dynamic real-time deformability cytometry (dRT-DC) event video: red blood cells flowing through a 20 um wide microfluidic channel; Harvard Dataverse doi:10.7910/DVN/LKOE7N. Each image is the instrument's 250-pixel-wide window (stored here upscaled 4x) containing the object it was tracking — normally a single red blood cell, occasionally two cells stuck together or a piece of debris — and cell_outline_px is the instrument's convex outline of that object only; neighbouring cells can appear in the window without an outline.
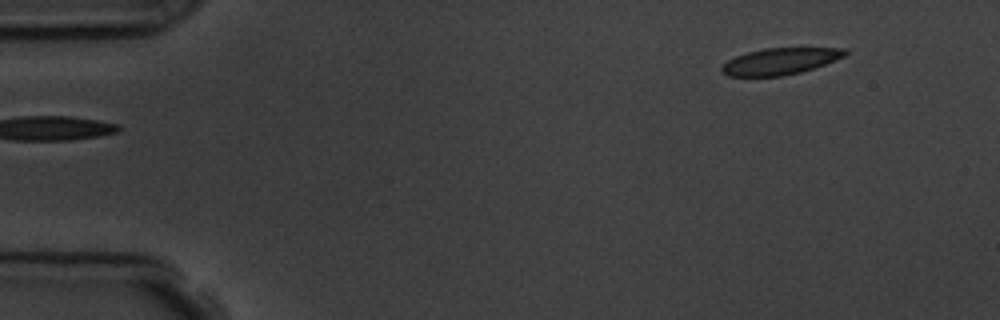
{"species": "common noctule bat (a hibernating species)", "species_latin": "Nyctalus noctula", "temperature_condition": "room temperature", "stored_images_in_passage": 5, "camera_frame_rate_fps": 3000, "um_per_image_px": 0.085, "animal": {"sex": "male", "body_mass_g": 19.5, "forearm_length_mm": 54.6}, "frame": {"image": 1, "passage_image": 1, "time_ms": 0.0, "image_size_px": [1000, 320], "cell_outline_px": [[848, 52], [844, 56], [824, 64], [800, 72], [784, 76], [728, 76], [720, 72], [720, 68], [728, 60], [736, 56], [748, 52], [764, 48], [844, 48]], "centroid_in_image_um": [66.27, 5.21], "position_along_channel_um": 18.7, "area_um2": 18.9}}